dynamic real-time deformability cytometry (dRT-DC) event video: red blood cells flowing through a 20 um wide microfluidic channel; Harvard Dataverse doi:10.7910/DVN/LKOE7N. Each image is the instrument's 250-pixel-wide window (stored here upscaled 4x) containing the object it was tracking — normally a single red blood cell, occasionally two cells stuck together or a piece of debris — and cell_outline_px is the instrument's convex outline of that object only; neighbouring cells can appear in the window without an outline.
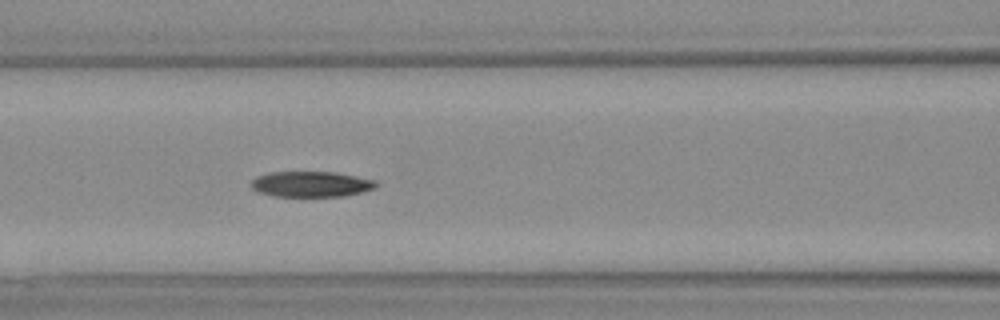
{"species": "Egyptian fruit bat (a non-hibernating species)", "species_latin": "Rousettus aegyptiacus", "temperature_condition": "warm", "stored_images_in_passage": 37, "camera_frame_rate_fps": 3000, "um_per_image_px": 0.085, "animal": {"sex": "female"}, "frame": {"image": 1, "passage_image": 16, "time_ms": 5.0, "image_size_px": [1000, 320], "cell_outline_px": [[380, 184], [376, 188], [344, 196], [276, 196], [256, 192], [248, 184], [256, 176], [268, 172], [336, 172], [376, 180]], "centroid_in_image_um": [26.43, 15.64], "position_along_channel_um": 140.2, "area_um2": 18.84}}